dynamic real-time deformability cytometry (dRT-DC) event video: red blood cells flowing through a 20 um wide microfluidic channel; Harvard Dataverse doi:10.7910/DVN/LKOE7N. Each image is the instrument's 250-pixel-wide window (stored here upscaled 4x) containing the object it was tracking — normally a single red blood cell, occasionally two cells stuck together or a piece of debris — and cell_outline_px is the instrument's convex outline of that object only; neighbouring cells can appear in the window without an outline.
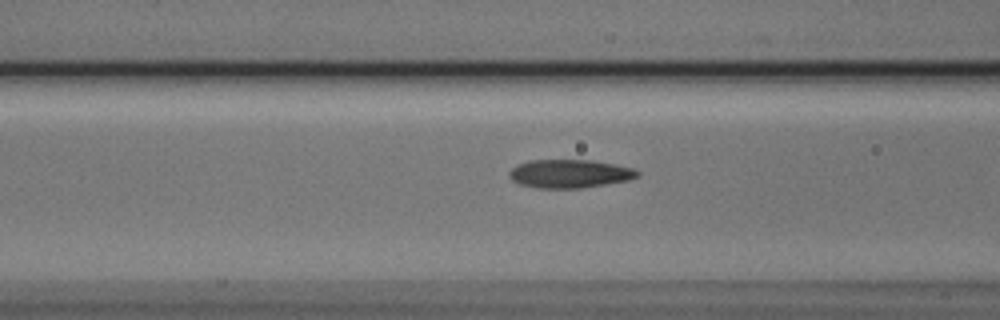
{"species": "Egyptian fruit bat (a non-hibernating species)", "species_latin": "Rousettus aegyptiacus", "temperature_condition": "cold", "stored_images_in_passage": 8, "camera_frame_rate_fps": 3000, "um_per_image_px": 0.085, "animal": {"sex": "male"}, "frame": {"image": 1, "passage_image": 6, "time_ms": 1.667, "image_size_px": [1000, 320], "cell_outline_px": [[640, 176], [628, 180], [580, 188], [536, 188], [520, 184], [512, 180], [508, 176], [508, 172], [512, 168], [528, 160], [592, 160], [616, 164], [636, 168], [640, 172]], "centroid_in_image_um": [48.44, 14.76], "position_along_channel_um": 118.2, "area_um2": 21.33}}